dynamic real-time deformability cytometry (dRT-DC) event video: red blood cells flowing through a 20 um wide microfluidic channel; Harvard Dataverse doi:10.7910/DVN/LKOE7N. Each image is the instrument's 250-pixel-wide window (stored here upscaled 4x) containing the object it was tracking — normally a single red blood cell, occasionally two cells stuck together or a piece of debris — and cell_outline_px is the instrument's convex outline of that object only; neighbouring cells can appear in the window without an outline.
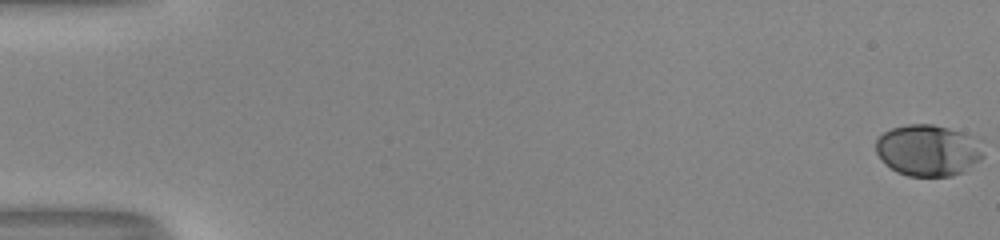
{"species": "human", "species_latin": "Homo sapiens", "temperature_condition": "room temperature", "stored_images_in_passage": 19, "camera_frame_rate_fps": 3000, "um_per_image_px": 0.085, "donor": {"sex": "male"}, "frame": {"image": 1, "passage_image": 1, "time_ms": 0.0, "image_size_px": [1000, 240], "cell_outline_px": [[984, 156], [980, 160], [964, 172], [952, 176], [908, 176], [896, 172], [884, 164], [876, 152], [876, 140], [884, 132], [892, 128], [908, 124], [932, 124], [948, 128], [984, 140]], "centroid_in_image_um": [78.93, 12.78], "position_along_channel_um": 6.1, "area_um2": 32.71}}
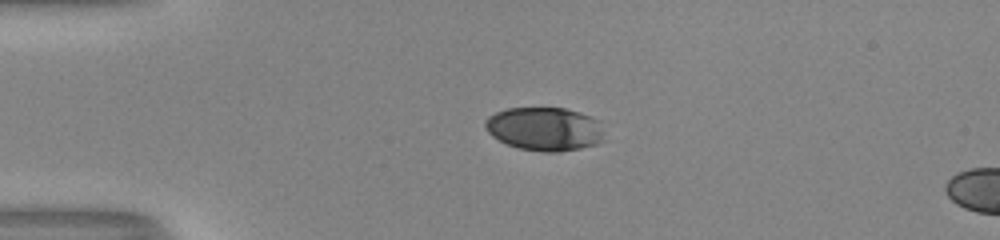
{"frame": {"image": 2, "passage_image": 15, "time_ms": 4.667, "image_size_px": [1000, 240], "cell_outline_px": [[604, 140], [596, 144], [580, 148], [560, 152], [544, 152], [520, 148], [508, 144], [492, 136], [488, 132], [484, 124], [484, 120], [488, 116], [496, 112], [508, 108], [564, 108], [580, 112], [600, 120]], "centroid_in_image_um": [46.31, 10.95], "position_along_channel_um": 38.7, "area_um2": 30.29}}